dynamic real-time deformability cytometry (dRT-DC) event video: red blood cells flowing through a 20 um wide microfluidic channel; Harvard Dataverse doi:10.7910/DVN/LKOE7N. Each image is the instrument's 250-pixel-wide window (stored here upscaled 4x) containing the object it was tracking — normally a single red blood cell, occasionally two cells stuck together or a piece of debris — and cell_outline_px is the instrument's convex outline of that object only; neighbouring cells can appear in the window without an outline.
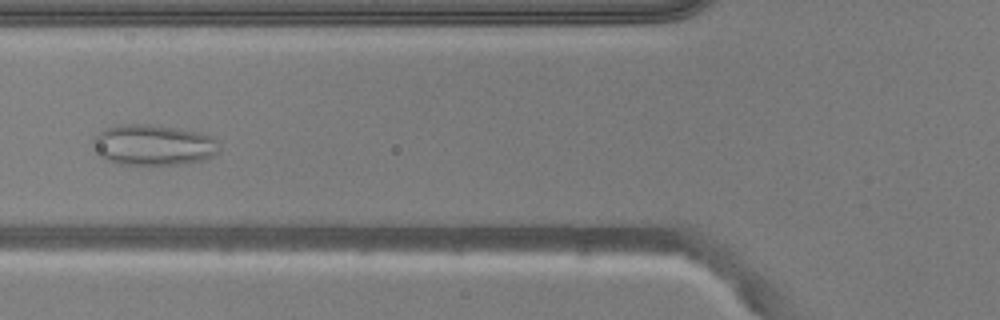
{"species": "common noctule bat (a hibernating species)", "species_latin": "Nyctalus noctula", "temperature_condition": "warm", "stored_images_in_passage": 51, "camera_frame_rate_fps": 3000, "um_per_image_px": 0.085, "animal": {"sex": "male", "body_mass_g": 20.5, "forearm_length_mm": 52.5}, "frame": {"image": 1, "passage_image": 19, "time_ms": 6.0, "image_size_px": [1000, 320], "cell_outline_px": [[220, 152], [204, 160], [180, 164], [116, 164], [104, 160], [100, 156], [92, 140], [92, 136], [104, 128], [120, 124], [148, 124], [176, 128], [196, 132], [212, 136], [216, 140], [220, 148]], "centroid_in_image_um": [13.01, 12.32], "position_along_channel_um": 112.8, "area_um2": 30.11}}
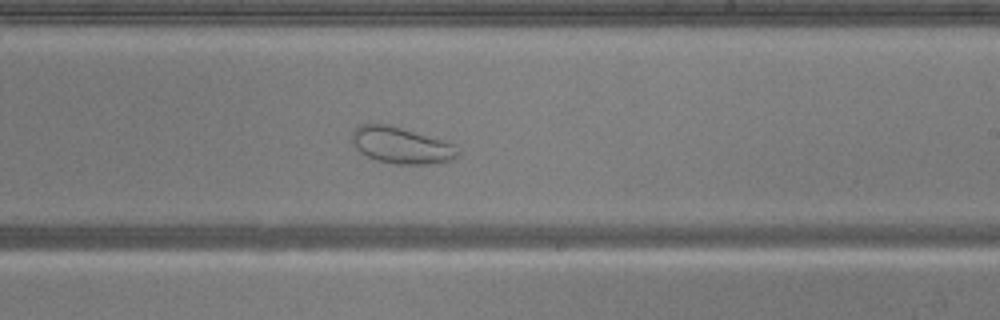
{"frame": {"image": 2, "passage_image": 30, "time_ms": 9.667, "image_size_px": [1000, 320], "cell_outline_px": [[460, 152], [452, 160], [428, 164], [396, 164], [376, 160], [360, 152], [352, 144], [352, 132], [360, 124], [388, 124], [444, 140], [456, 144]], "centroid_in_image_um": [34.12, 12.35], "position_along_channel_um": 254.9, "area_um2": 22.54}}
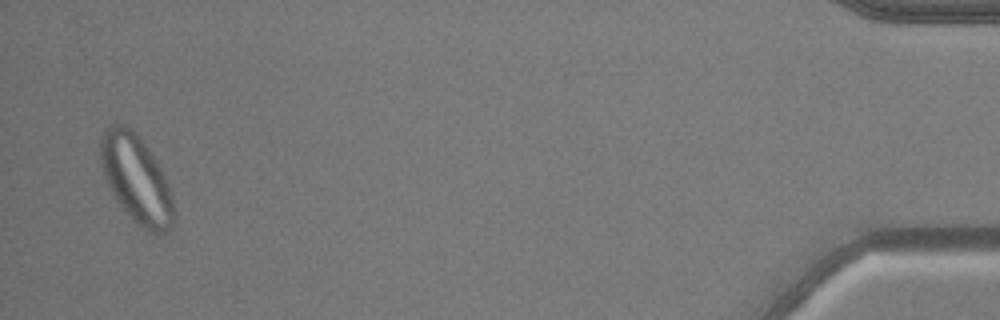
{"frame": {"image": 3, "passage_image": 50, "time_ms": 16.333, "image_size_px": [1000, 320], "cell_outline_px": [[176, 220], [164, 232], [148, 232], [120, 208], [104, 176], [100, 164], [100, 140], [108, 124], [128, 124], [136, 132], [160, 168], [168, 184], [172, 200]], "centroid_in_image_um": [11.55, 15.19], "position_along_channel_um": 423.6, "area_um2": 37.28}}